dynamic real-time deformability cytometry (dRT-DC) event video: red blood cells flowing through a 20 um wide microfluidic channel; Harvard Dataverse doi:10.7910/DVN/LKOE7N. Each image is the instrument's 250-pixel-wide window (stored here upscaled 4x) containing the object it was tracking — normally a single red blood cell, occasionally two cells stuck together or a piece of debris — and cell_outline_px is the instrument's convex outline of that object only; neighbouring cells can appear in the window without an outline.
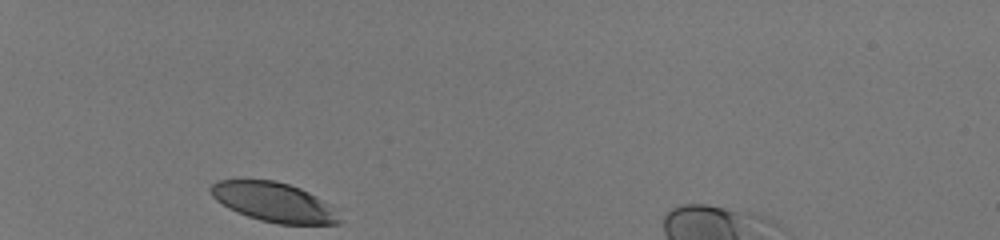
{"species": "human", "species_latin": "Homo sapiens", "temperature_condition": "room temperature", "stored_images_in_passage": 29, "camera_frame_rate_fps": 3000, "um_per_image_px": 0.085, "donor": {"sex": "male"}, "frame": {"image": 1, "passage_image": 1, "time_ms": 0.0, "image_size_px": [1000, 240], "cell_outline_px": [[344, 220], [340, 224], [276, 224], [260, 220], [236, 212], [228, 208], [216, 200], [212, 196], [208, 188], [216, 180], [276, 180], [300, 188], [316, 196], [328, 204]], "centroid_in_image_um": [23.26, 17.19], "position_along_channel_um": 61.7, "area_um2": 29.59}}
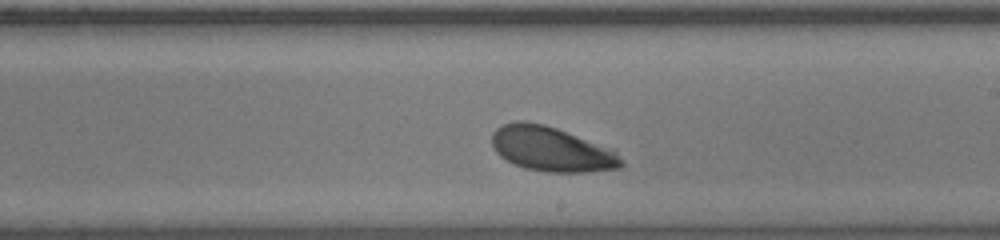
{"frame": {"image": 2, "passage_image": 17, "time_ms": 5.333, "image_size_px": [1000, 240], "cell_outline_px": [[624, 164], [620, 168], [588, 172], [548, 172], [524, 168], [500, 156], [496, 152], [492, 144], [492, 132], [496, 128], [504, 124], [516, 120], [524, 120], [544, 124], [616, 148], [624, 160]], "centroid_in_image_um": [46.95, 12.66], "position_along_channel_um": 242.0, "area_um2": 34.28}}
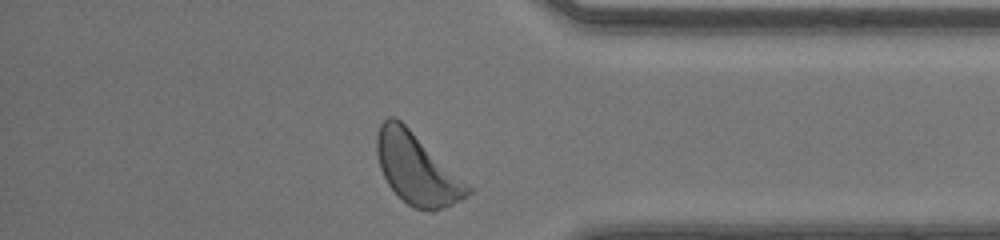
{"frame": {"image": 3, "passage_image": 29, "time_ms": 9.333, "image_size_px": [1000, 240], "cell_outline_px": [[476, 188], [472, 192], [460, 200], [452, 204], [432, 212], [416, 208], [408, 204], [388, 184], [380, 168], [376, 152], [376, 136], [380, 124], [388, 116], [396, 116]], "centroid_in_image_um": [35.48, 14.34], "position_along_channel_um": 399.7, "area_um2": 37.97}, "authors_computed_cell_mechanics": {"area_um2": 33.4084, "velocity_mm_per_s": 4.0555, "shape_relaxation_time_tau1_ms": 1.5339, "shape_relaxation_time_tau2_ms": null, "deformation_change_tau1": 0.1164, "deformation_change_tau2": null}}